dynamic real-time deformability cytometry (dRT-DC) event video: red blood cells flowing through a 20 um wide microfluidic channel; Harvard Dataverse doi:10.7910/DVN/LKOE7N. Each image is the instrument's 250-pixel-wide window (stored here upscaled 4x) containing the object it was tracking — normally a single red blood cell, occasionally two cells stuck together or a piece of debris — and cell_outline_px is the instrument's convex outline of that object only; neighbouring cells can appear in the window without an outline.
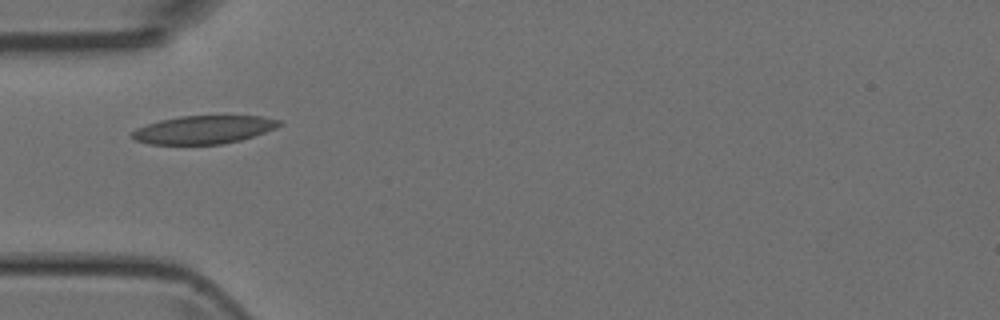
{"species": "Egyptian fruit bat (a non-hibernating species)", "species_latin": "Rousettus aegyptiacus", "temperature_condition": "room temperature", "stored_images_in_passage": 1, "camera_frame_rate_fps": 3000, "um_per_image_px": 0.085, "animal": {"sex": "female"}, "frame": {"image": 1, "passage_image": 1, "time_ms": 0.0, "image_size_px": [1000, 320], "cell_outline_px": [[284, 124], [276, 128], [240, 140], [224, 144], [148, 144], [136, 140], [132, 136], [132, 132], [136, 128], [160, 120], [180, 116], [260, 116], [280, 120]], "centroid_in_image_um": [17.33, 11.02], "position_along_channel_um": 67.7, "area_um2": 23.99}}